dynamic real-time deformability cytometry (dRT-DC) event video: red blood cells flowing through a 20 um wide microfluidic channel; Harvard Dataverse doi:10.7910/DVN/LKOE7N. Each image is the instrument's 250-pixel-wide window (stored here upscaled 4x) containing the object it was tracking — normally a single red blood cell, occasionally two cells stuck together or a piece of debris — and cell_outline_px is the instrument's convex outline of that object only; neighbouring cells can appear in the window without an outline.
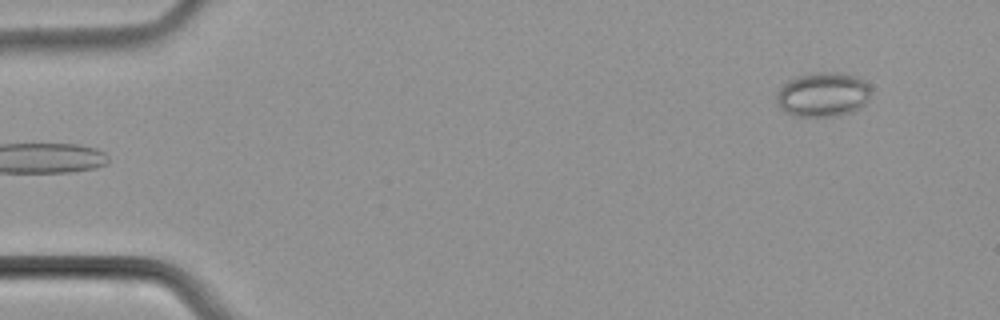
{"species": "common noctule bat (a hibernating species)", "species_latin": "Nyctalus noctula", "temperature_condition": "cold", "stored_images_in_passage": 52, "camera_frame_rate_fps": 3000, "um_per_image_px": 0.085, "animal": {"sex": "male", "body_mass_g": 21.5, "forearm_length_mm": 52.0}, "frame": {"image": 1, "passage_image": 1, "time_ms": 0.0, "image_size_px": [1000, 320], "cell_outline_px": [[868, 100], [860, 108], [836, 116], [796, 116], [780, 108], [776, 100], [776, 96], [780, 88], [788, 80], [800, 76], [816, 72], [832, 72], [852, 76], [868, 84]], "centroid_in_image_um": [69.91, 8.05], "position_along_channel_um": 15.1, "area_um2": 23.81}}
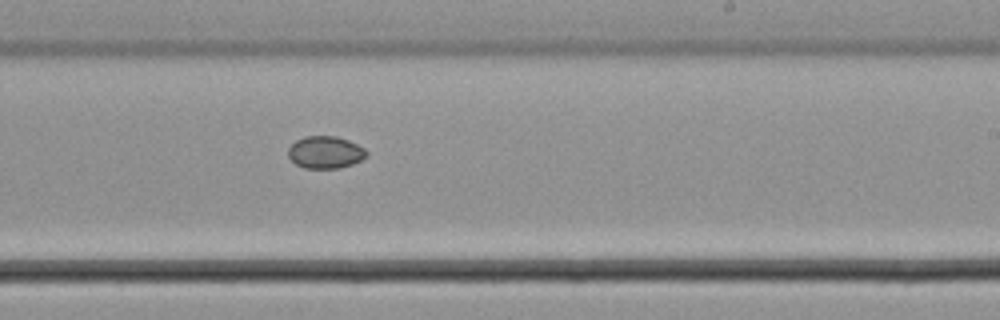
{"frame": {"image": 2, "passage_image": 30, "time_ms": 9.667, "image_size_px": [1000, 320], "cell_outline_px": [[368, 156], [352, 164], [340, 168], [304, 168], [296, 164], [288, 156], [288, 148], [296, 140], [304, 136], [336, 136], [348, 140], [364, 148], [368, 152]], "centroid_in_image_um": [27.66, 12.94], "position_along_channel_um": 261.3, "area_um2": 14.74}}
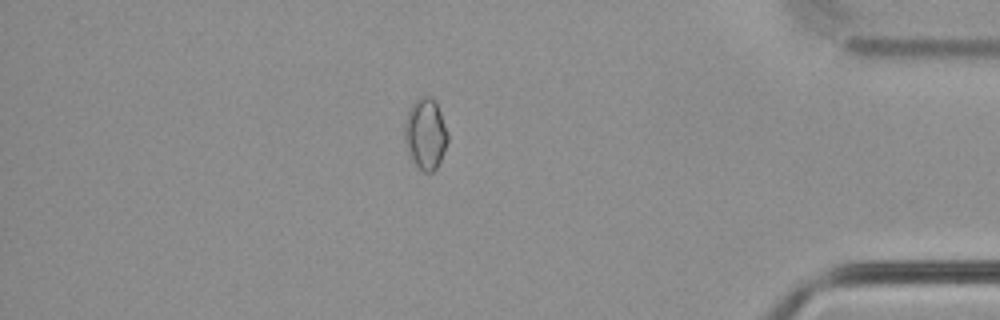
{"frame": {"image": 3, "passage_image": 44, "time_ms": 14.333, "image_size_px": [1000, 320], "cell_outline_px": [[448, 140], [440, 160], [436, 168], [432, 172], [424, 172], [408, 156], [404, 140], [404, 124], [408, 108], [420, 96], [428, 96], [436, 104], [440, 112], [448, 132]], "centroid_in_image_um": [36.13, 11.38], "position_along_channel_um": 399.1, "area_um2": 17.8}}